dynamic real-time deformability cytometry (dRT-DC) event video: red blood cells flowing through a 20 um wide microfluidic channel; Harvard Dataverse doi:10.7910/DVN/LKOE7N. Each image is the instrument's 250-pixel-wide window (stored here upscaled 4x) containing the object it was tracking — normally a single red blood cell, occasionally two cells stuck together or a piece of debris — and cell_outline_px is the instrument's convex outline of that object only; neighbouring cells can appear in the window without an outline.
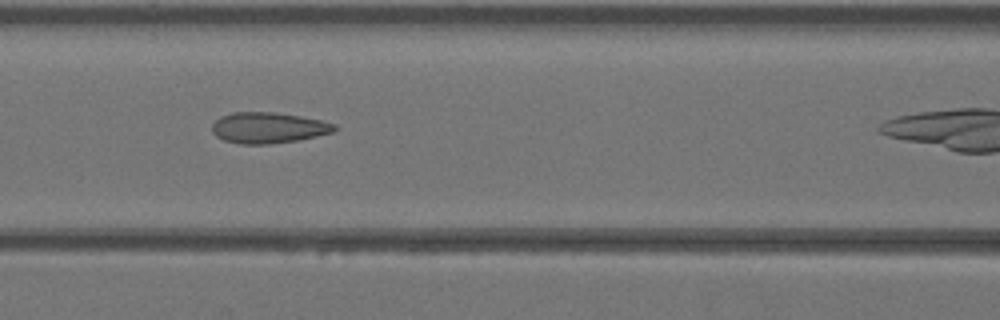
{"species": "Egyptian fruit bat (a non-hibernating species)", "species_latin": "Rousettus aegyptiacus", "temperature_condition": "warm", "stored_images_in_passage": 21, "camera_frame_rate_fps": 3000, "um_per_image_px": 0.085, "animal": {"sex": "female"}, "frame": {"image": 1, "passage_image": 15, "time_ms": 4.667, "image_size_px": [1000, 320], "cell_outline_px": [[336, 128], [332, 132], [300, 140], [268, 144], [240, 144], [224, 140], [216, 136], [212, 132], [212, 124], [220, 116], [232, 112], [276, 112], [300, 116], [320, 120], [336, 124]], "centroid_in_image_um": [22.78, 10.86], "position_along_channel_um": 143.8, "area_um2": 22.08}}